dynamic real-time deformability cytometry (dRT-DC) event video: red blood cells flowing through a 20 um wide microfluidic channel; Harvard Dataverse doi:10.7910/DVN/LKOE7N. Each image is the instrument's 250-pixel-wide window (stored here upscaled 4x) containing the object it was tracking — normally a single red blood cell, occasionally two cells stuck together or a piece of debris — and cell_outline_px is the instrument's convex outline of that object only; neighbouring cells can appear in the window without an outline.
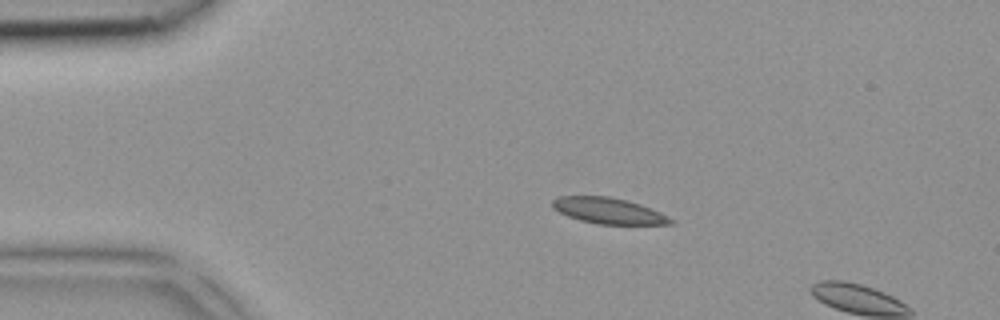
{"species": "common noctule bat (a hibernating species)", "species_latin": "Nyctalus noctula", "temperature_condition": "room temperature", "stored_images_in_passage": 4, "camera_frame_rate_fps": 3000, "um_per_image_px": 0.085, "animal": {"sex": "female", "body_mass_g": 18.4}, "frame": {"image": 1, "passage_image": 3, "time_ms": 0.667, "image_size_px": [1000, 320], "cell_outline_px": [[672, 224], [596, 224], [580, 220], [568, 216], [552, 208], [552, 200], [556, 196], [608, 196], [628, 200], [640, 204], [660, 212], [668, 216], [672, 220]], "centroid_in_image_um": [51.68, 17.9], "position_along_channel_um": 33.3, "area_um2": 17.86}}